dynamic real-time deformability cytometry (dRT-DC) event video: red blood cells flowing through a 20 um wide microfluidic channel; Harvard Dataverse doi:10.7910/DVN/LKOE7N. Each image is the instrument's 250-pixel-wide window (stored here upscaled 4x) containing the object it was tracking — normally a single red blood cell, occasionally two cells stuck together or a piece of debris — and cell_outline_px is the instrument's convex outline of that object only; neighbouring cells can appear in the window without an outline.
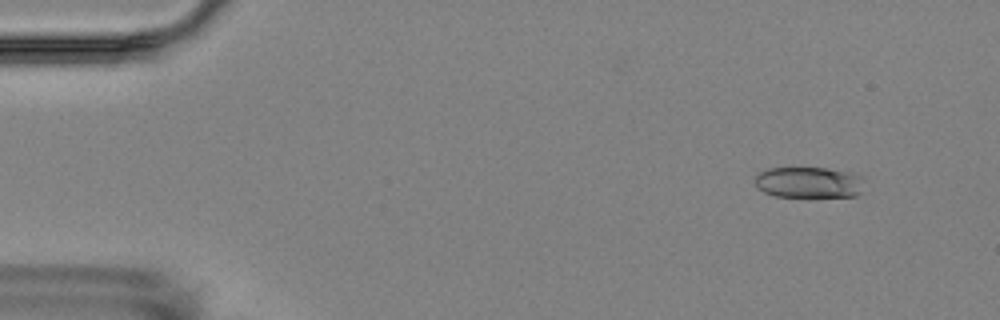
{"species": "Egyptian fruit bat (a non-hibernating species)", "species_latin": "Rousettus aegyptiacus", "temperature_condition": "room temperature", "stored_images_in_passage": 4, "camera_frame_rate_fps": 3000, "um_per_image_px": 0.085, "animal": {"sex": "female"}, "frame": {"image": 1, "passage_image": 1, "time_ms": 0.0, "image_size_px": [1000, 320], "cell_outline_px": [[860, 192], [856, 196], [812, 200], [808, 200], [776, 196], [764, 192], [756, 184], [756, 176], [760, 172], [768, 168], [824, 168], [844, 172], [860, 176]], "centroid_in_image_um": [68.71, 15.58], "position_along_channel_um": 16.3, "area_um2": 20.29}}
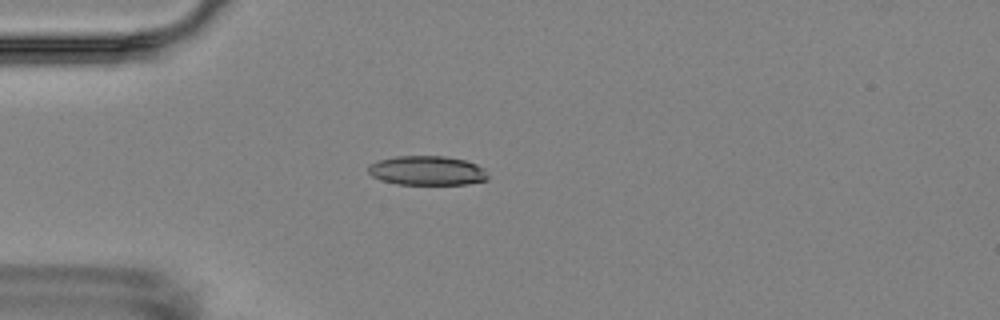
{"frame": {"image": 2, "passage_image": 4, "time_ms": 3.333, "image_size_px": [1000, 320], "cell_outline_px": [[488, 180], [468, 184], [396, 184], [380, 180], [372, 176], [368, 172], [368, 164], [380, 160], [396, 156], [444, 156], [464, 160], [476, 164], [484, 168], [488, 176]], "centroid_in_image_um": [36.3, 14.5], "position_along_channel_um": 48.7, "area_um2": 20.52}}